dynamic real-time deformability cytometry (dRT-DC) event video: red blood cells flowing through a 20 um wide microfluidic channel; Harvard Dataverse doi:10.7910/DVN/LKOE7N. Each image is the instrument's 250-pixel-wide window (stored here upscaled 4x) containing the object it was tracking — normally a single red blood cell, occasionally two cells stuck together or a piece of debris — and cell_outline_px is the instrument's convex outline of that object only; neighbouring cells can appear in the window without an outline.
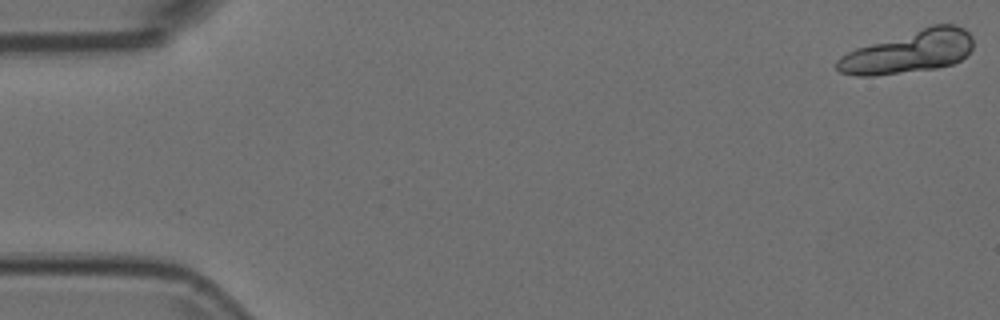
{"species": "Egyptian fruit bat (a non-hibernating species)", "species_latin": "Rousettus aegyptiacus", "temperature_condition": "room temperature", "stored_images_in_passage": 12, "camera_frame_rate_fps": 3000, "um_per_image_px": 0.085, "animal": {"sex": "female"}, "frame": {"image": 1, "passage_image": 1, "time_ms": 0.0, "image_size_px": [1000, 320], "cell_outline_px": [[972, 48], [960, 60], [952, 64], [936, 68], [872, 76], [856, 76], [840, 72], [836, 68], [836, 60], [840, 56], [856, 48], [932, 24], [956, 24], [964, 28], [972, 36]], "centroid_in_image_um": [77.24, 4.4], "position_along_channel_um": 7.8, "area_um2": 33.58}}